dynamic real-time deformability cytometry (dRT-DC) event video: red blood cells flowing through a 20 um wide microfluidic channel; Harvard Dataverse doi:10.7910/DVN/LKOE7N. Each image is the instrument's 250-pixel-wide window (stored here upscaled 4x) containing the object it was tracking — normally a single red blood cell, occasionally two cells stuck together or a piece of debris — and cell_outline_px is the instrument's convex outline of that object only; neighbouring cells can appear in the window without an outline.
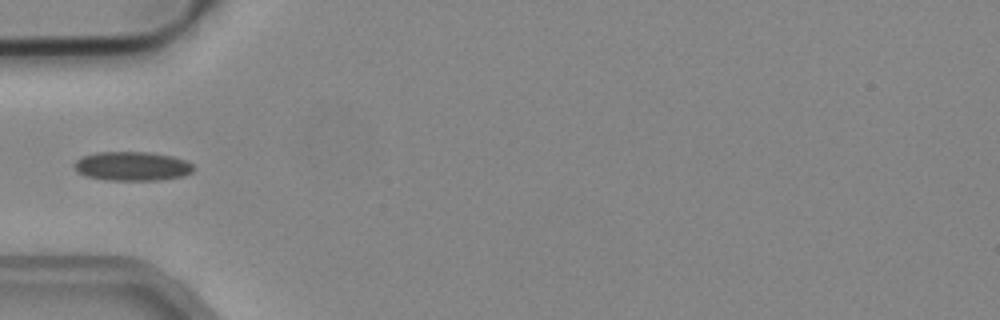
{"species": "common noctule bat (a hibernating species)", "species_latin": "Nyctalus noctula", "temperature_condition": "cold", "stored_images_in_passage": 35, "camera_frame_rate_fps": 3000, "um_per_image_px": 0.085, "animal": {"sex": "male", "body_mass_g": 19.2, "forearm_length_mm": 51.8}, "frame": {"image": 1, "passage_image": 1, "time_ms": 0.0, "image_size_px": [1000, 320], "cell_outline_px": [[196, 168], [192, 172], [184, 176], [160, 180], [108, 180], [88, 176], [76, 172], [72, 164], [80, 156], [96, 152], [148, 152], [172, 156], [184, 160], [192, 164]], "centroid_in_image_um": [11.21, 14.12], "position_along_channel_um": 73.8, "area_um2": 20.4}}
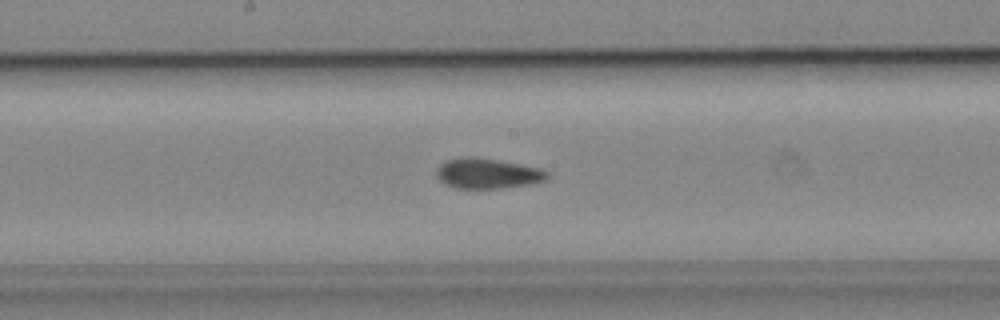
{"frame": {"image": 2, "passage_image": 11, "time_ms": 3.333, "image_size_px": [1000, 320], "cell_outline_px": [[548, 180], [532, 184], [500, 188], [456, 188], [444, 184], [436, 176], [436, 168], [444, 160], [460, 156], [472, 156], [520, 164], [540, 168], [548, 172]], "centroid_in_image_um": [41.41, 14.73], "position_along_channel_um": 206.8, "area_um2": 19.77}}
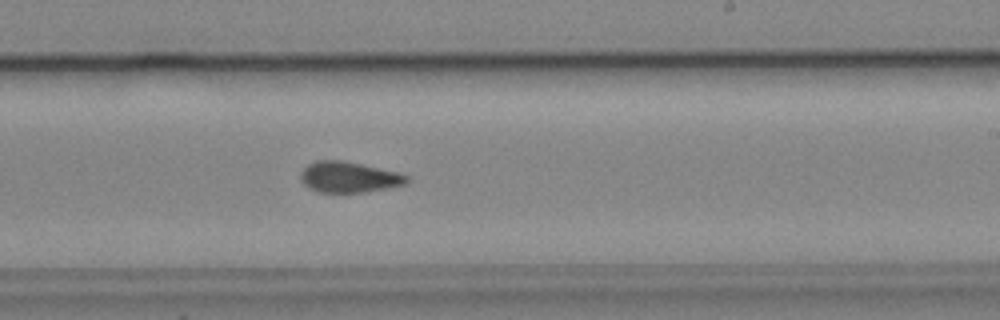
{"frame": {"image": 3, "passage_image": 15, "time_ms": 4.667, "image_size_px": [1000, 320], "cell_outline_px": [[408, 184], [360, 192], [320, 192], [308, 188], [300, 180], [300, 172], [308, 164], [316, 160], [340, 160], [400, 172], [408, 176]], "centroid_in_image_um": [29.63, 15.05], "position_along_channel_um": 259.4, "area_um2": 18.96}}